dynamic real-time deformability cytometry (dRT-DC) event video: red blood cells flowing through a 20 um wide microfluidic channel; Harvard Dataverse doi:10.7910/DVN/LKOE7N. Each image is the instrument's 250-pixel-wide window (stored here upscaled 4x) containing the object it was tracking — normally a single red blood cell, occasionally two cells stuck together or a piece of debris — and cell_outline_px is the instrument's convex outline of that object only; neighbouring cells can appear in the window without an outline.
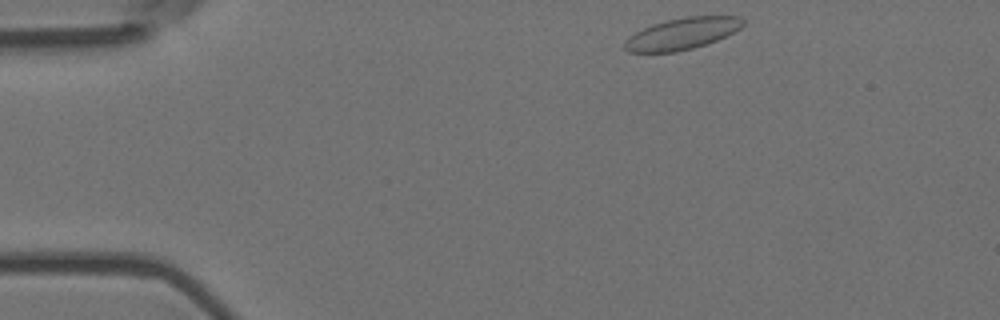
{"species": "Egyptian fruit bat (a non-hibernating species)", "species_latin": "Rousettus aegyptiacus", "temperature_condition": "room temperature", "stored_images_in_passage": 5, "camera_frame_rate_fps": 3000, "um_per_image_px": 0.085, "animal": {"sex": "female"}, "frame": {"image": 1, "passage_image": 1, "time_ms": 0.0, "image_size_px": [1000, 320], "cell_outline_px": [[744, 24], [740, 28], [716, 40], [692, 48], [676, 52], [628, 52], [624, 48], [624, 40], [628, 36], [652, 24], [668, 20], [688, 16], [740, 16], [744, 20]], "centroid_in_image_um": [57.95, 2.86], "position_along_channel_um": 27.1, "area_um2": 21.56}}
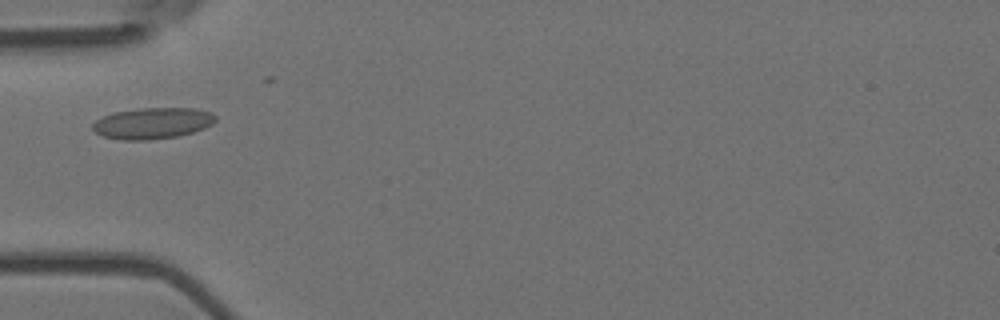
{"frame": {"image": 2, "passage_image": 3, "time_ms": 0.667, "image_size_px": [1000, 320], "cell_outline_px": [[216, 120], [212, 124], [204, 128], [192, 132], [176, 136], [148, 140], [120, 140], [104, 136], [96, 132], [92, 128], [92, 124], [96, 120], [112, 112], [140, 108], [196, 108], [212, 112], [216, 116]], "centroid_in_image_um": [12.97, 10.46], "position_along_channel_um": 72.0, "area_um2": 22.37}}
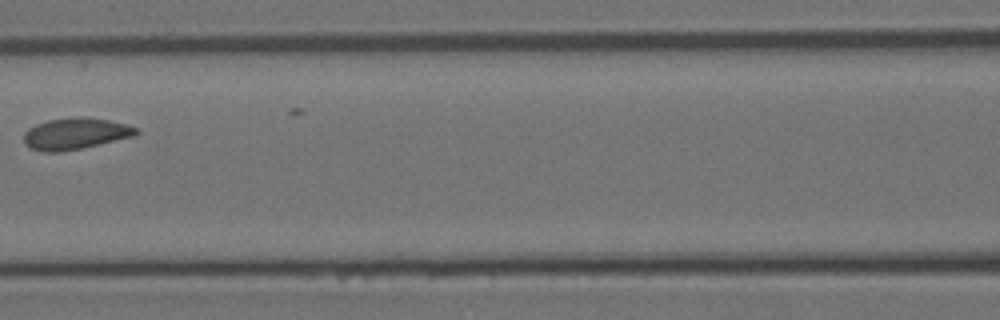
{"frame": {"image": 3, "passage_image": 5, "time_ms": 1.333, "image_size_px": [1000, 320], "cell_outline_px": [[140, 132], [136, 136], [80, 148], [60, 152], [44, 152], [32, 148], [24, 144], [24, 132], [28, 128], [36, 124], [48, 120], [76, 116], [88, 116], [128, 124], [140, 128]], "centroid_in_image_um": [6.45, 11.34], "position_along_channel_um": 160.2, "area_um2": 20.87}}